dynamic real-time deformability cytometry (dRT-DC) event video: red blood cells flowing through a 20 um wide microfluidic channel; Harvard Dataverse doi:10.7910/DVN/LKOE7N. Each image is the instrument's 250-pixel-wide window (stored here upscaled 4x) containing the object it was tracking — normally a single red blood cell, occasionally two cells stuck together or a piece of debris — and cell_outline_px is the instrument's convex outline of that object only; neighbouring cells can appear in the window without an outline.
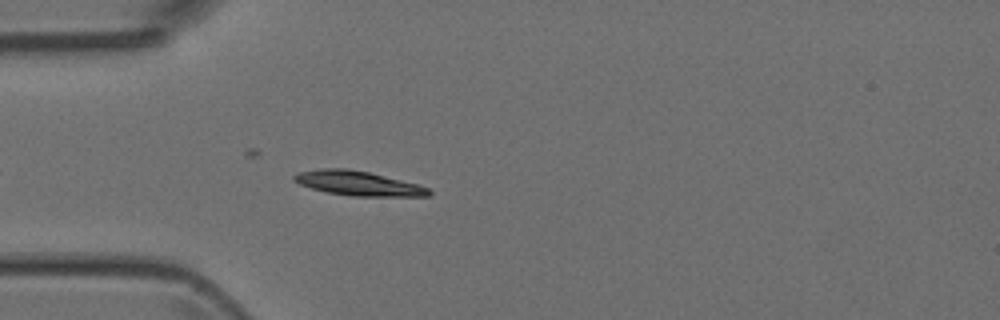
{"species": "Egyptian fruit bat (a non-hibernating species)", "species_latin": "Rousettus aegyptiacus", "temperature_condition": "room temperature", "stored_images_in_passage": 21, "camera_frame_rate_fps": 3000, "um_per_image_px": 0.085, "animal": {"sex": "female"}, "frame": {"image": 1, "passage_image": 5, "time_ms": 1.333, "image_size_px": [1000, 320], "cell_outline_px": [[432, 192], [428, 196], [352, 196], [328, 192], [312, 188], [300, 184], [292, 180], [292, 176], [296, 172], [320, 168], [348, 168], [368, 172], [416, 184], [428, 188]], "centroid_in_image_um": [30.38, 15.57], "position_along_channel_um": 54.6, "area_um2": 19.07}}
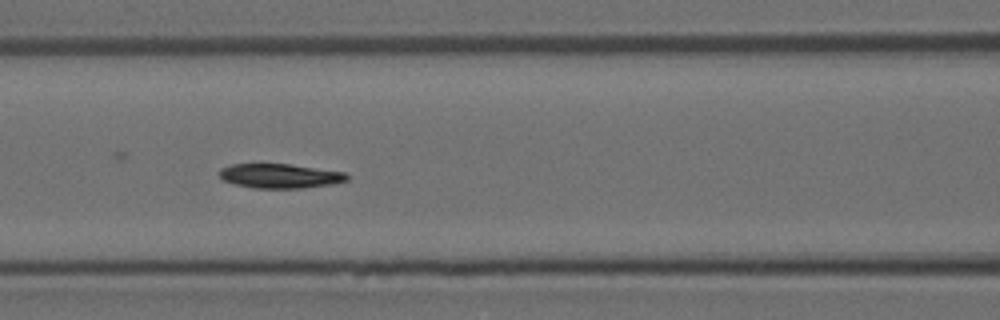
{"frame": {"image": 2, "passage_image": 12, "time_ms": 3.667, "image_size_px": [1000, 320], "cell_outline_px": [[348, 180], [336, 184], [304, 188], [252, 188], [236, 184], [224, 180], [220, 176], [220, 168], [232, 164], [288, 164], [344, 172], [348, 176]], "centroid_in_image_um": [23.82, 14.96], "position_along_channel_um": 142.8, "area_um2": 18.09}}
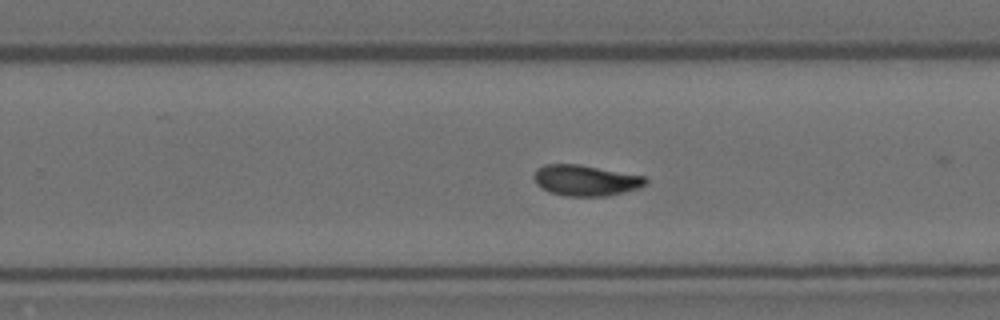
{"frame": {"image": 3, "passage_image": 19, "time_ms": 6.0, "image_size_px": [1000, 320], "cell_outline_px": [[648, 180], [640, 188], [608, 196], [564, 196], [548, 192], [540, 188], [536, 184], [532, 176], [536, 168], [544, 164], [580, 164], [644, 176]], "centroid_in_image_um": [49.72, 15.33], "position_along_channel_um": 280.1, "area_um2": 20.35}}